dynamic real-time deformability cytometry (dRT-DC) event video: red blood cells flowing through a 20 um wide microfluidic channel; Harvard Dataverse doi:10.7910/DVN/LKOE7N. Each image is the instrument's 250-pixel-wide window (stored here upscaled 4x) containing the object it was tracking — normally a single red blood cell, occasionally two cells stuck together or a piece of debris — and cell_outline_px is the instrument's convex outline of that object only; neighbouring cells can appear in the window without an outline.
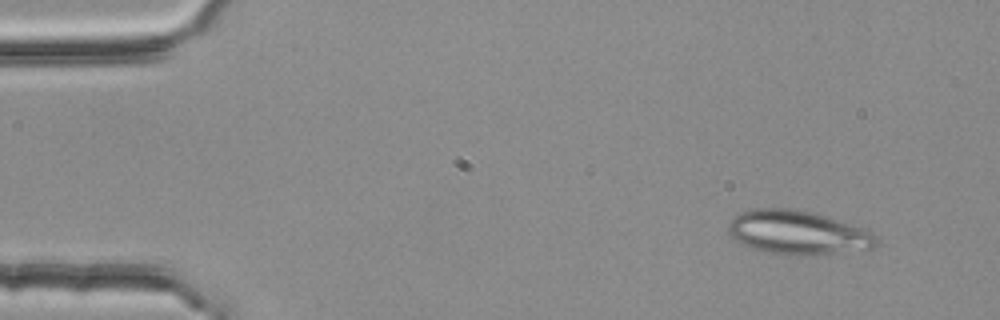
{"species": "common noctule bat (a hibernating species)", "species_latin": "Nyctalus noctula", "temperature_condition": "room temperature", "stored_images_in_passage": 3, "camera_frame_rate_fps": 3000, "um_per_image_px": 0.085, "animal": {"sex": "female", "body_mass_g": 25.1}, "frame": {"image": 1, "passage_image": 1, "time_ms": 0.0, "image_size_px": [1000, 320], "cell_outline_px": [[876, 244], [872, 248], [812, 256], [796, 256], [768, 252], [744, 244], [736, 240], [728, 232], [728, 224], [732, 216], [740, 212], [756, 208], [788, 208], [812, 212], [852, 224], [864, 228], [872, 232], [876, 236]], "centroid_in_image_um": [67.8, 19.76], "position_along_channel_um": 17.2, "area_um2": 37.8}}